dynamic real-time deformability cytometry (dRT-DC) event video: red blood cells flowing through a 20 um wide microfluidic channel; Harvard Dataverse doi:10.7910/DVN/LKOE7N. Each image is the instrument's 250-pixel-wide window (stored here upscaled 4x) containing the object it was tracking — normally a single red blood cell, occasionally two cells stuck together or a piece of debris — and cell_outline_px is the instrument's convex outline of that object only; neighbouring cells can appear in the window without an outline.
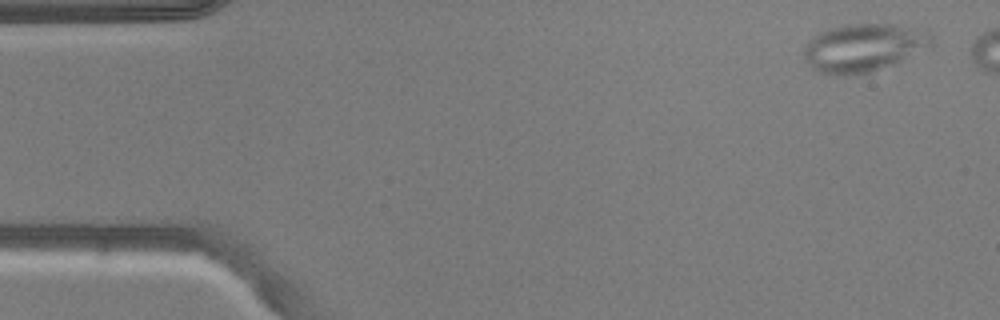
{"species": "common noctule bat (a hibernating species)", "species_latin": "Nyctalus noctula", "temperature_condition": "warm", "stored_images_in_passage": 44, "camera_frame_rate_fps": 3000, "um_per_image_px": 0.085, "animal": {"sex": "male", "body_mass_g": 20.5, "forearm_length_mm": 52.5}, "frame": {"image": 1, "passage_image": 2, "time_ms": 0.333, "image_size_px": [1000, 320], "cell_outline_px": [[932, 44], [896, 64], [868, 72], [820, 72], [812, 68], [804, 56], [804, 48], [812, 36], [820, 32], [844, 24], [892, 24], [928, 28], [932, 32]], "centroid_in_image_um": [73.49, 3.98], "position_along_channel_um": 11.5, "area_um2": 35.2}}
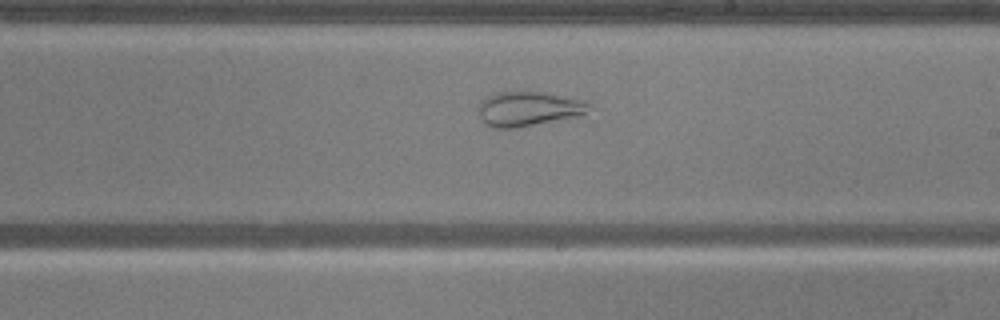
{"frame": {"image": 2, "passage_image": 28, "time_ms": 9.0, "image_size_px": [1000, 320], "cell_outline_px": [[588, 104], [584, 112], [576, 116], [516, 128], [496, 128], [488, 124], [480, 116], [480, 100], [496, 92], [544, 92], [580, 100]], "centroid_in_image_um": [44.84, 9.24], "position_along_channel_um": 244.2, "area_um2": 21.44}}
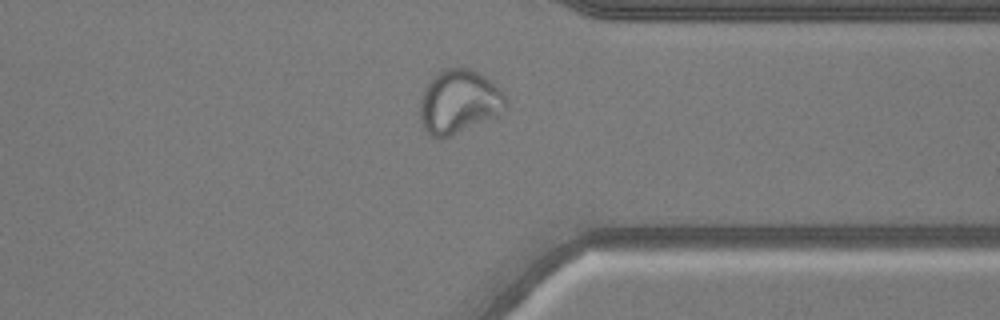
{"frame": {"image": 3, "passage_image": 38, "time_ms": 12.333, "image_size_px": [1000, 320], "cell_outline_px": [[508, 100], [504, 108], [496, 116], [440, 140], [428, 136], [424, 128], [420, 116], [420, 100], [424, 88], [432, 76], [444, 68], [468, 68], [484, 76]], "centroid_in_image_um": [38.94, 8.67], "position_along_channel_um": 372.5, "area_um2": 31.5}}